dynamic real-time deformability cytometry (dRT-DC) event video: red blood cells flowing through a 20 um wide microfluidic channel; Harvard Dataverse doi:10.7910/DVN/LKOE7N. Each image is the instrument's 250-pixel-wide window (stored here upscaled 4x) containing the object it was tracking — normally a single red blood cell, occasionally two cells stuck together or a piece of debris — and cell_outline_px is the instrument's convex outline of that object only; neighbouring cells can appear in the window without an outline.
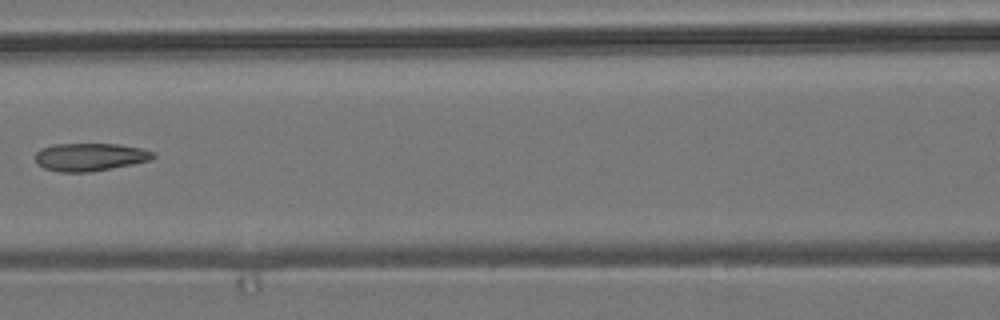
{"species": "common noctule bat (a hibernating species)", "species_latin": "Nyctalus noctula", "temperature_condition": "room temperature", "stored_images_in_passage": 7, "camera_frame_rate_fps": 3000, "um_per_image_px": 0.085, "animal": {"sex": "male", "body_mass_g": 19.2, "forearm_length_mm": 51.8}, "frame": {"image": 1, "passage_image": 6, "time_ms": 5.667, "image_size_px": [1000, 320], "cell_outline_px": [[156, 156], [152, 160], [112, 168], [88, 172], [60, 172], [44, 168], [36, 160], [36, 152], [40, 148], [52, 144], [116, 144], [140, 148], [152, 152]], "centroid_in_image_um": [7.64, 13.34], "position_along_channel_um": 159.0, "area_um2": 19.02}}
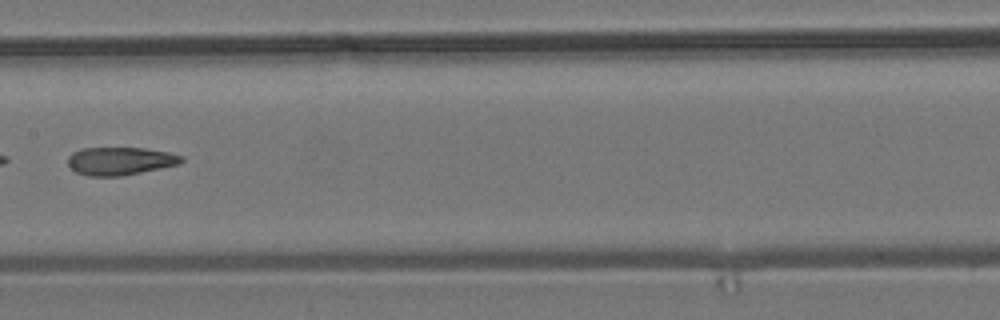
{"frame": {"image": 2, "passage_image": 7, "time_ms": 6.667, "image_size_px": [1000, 320], "cell_outline_px": [[184, 160], [180, 164], [120, 176], [88, 176], [76, 172], [68, 164], [68, 156], [72, 152], [80, 148], [144, 148], [168, 152], [184, 156]], "centroid_in_image_um": [10.21, 13.68], "position_along_channel_um": 197.2, "area_um2": 18.5}}